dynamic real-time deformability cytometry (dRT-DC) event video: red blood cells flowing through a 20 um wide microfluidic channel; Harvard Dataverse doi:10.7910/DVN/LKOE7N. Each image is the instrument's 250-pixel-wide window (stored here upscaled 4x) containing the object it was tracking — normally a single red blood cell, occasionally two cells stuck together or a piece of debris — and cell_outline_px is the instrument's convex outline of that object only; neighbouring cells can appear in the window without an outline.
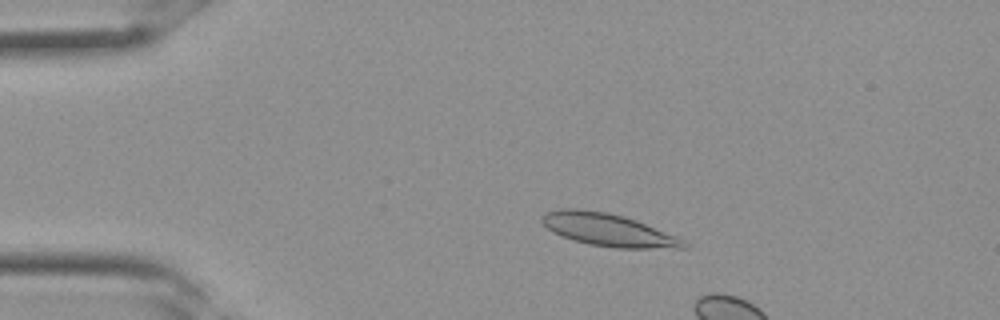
{"species": "Egyptian fruit bat (a non-hibernating species)", "species_latin": "Rousettus aegyptiacus", "temperature_condition": "room temperature", "stored_images_in_passage": 10, "camera_frame_rate_fps": 3000, "um_per_image_px": 0.085, "frame": {"image": 1, "passage_image": 7, "time_ms": 2.0, "image_size_px": [1000, 320], "cell_outline_px": [[688, 248], [612, 248], [588, 244], [572, 240], [552, 232], [540, 220], [540, 216], [544, 212], [560, 208], [576, 208], [604, 212], [624, 216], [636, 220], [676, 236], [684, 240], [688, 244]], "centroid_in_image_um": [51.66, 19.54], "position_along_channel_um": 33.3, "area_um2": 27.05}}